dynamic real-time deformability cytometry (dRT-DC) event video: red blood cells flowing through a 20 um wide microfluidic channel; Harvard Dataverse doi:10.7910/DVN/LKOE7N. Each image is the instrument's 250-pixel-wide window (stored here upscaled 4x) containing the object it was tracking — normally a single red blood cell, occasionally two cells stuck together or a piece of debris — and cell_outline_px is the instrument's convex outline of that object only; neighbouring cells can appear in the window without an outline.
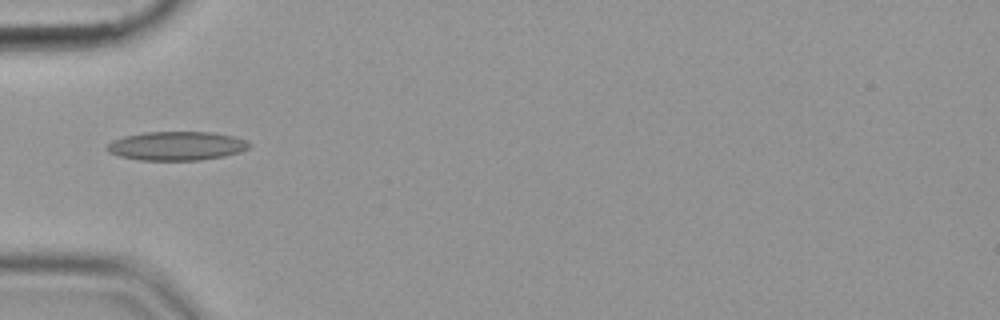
{"species": "common noctule bat (a hibernating species)", "species_latin": "Nyctalus noctula", "temperature_condition": "cold", "stored_images_in_passage": 4, "camera_frame_rate_fps": 3000, "um_per_image_px": 0.085, "animal": {"sex": "female", "body_mass_g": 19.9}, "frame": {"image": 1, "passage_image": 1, "time_ms": 0.0, "image_size_px": [1000, 320], "cell_outline_px": [[252, 144], [248, 148], [240, 152], [224, 156], [200, 160], [140, 160], [120, 156], [108, 152], [104, 148], [112, 140], [124, 136], [144, 132], [212, 132], [236, 136], [248, 140]], "centroid_in_image_um": [15.03, 12.39], "position_along_channel_um": 70.0, "area_um2": 24.16}}